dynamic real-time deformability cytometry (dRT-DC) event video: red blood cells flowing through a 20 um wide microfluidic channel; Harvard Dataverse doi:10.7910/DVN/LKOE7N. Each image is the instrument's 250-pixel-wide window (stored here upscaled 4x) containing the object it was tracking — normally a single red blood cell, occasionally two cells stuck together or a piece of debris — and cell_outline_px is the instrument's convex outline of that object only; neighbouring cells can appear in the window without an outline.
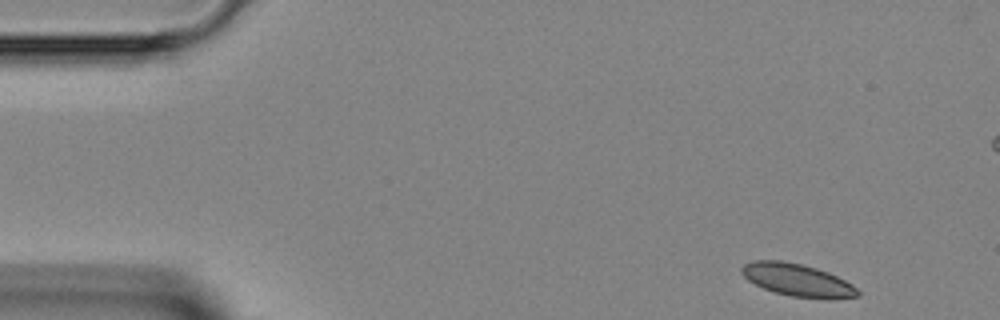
{"species": "Egyptian fruit bat (a non-hibernating species)", "species_latin": "Rousettus aegyptiacus", "temperature_condition": "room temperature", "stored_images_in_passage": 43, "camera_frame_rate_fps": 3000, "um_per_image_px": 0.085, "animal": {"sex": "female"}, "frame": {"image": 1, "passage_image": 1, "time_ms": 0.0, "image_size_px": [1000, 320], "cell_outline_px": [[860, 296], [792, 296], [776, 292], [764, 288], [748, 280], [740, 272], [740, 268], [744, 264], [752, 260], [780, 260], [800, 264], [816, 268], [828, 272], [852, 284], [860, 292]], "centroid_in_image_um": [67.68, 23.74], "position_along_channel_um": 17.3, "area_um2": 21.04}}
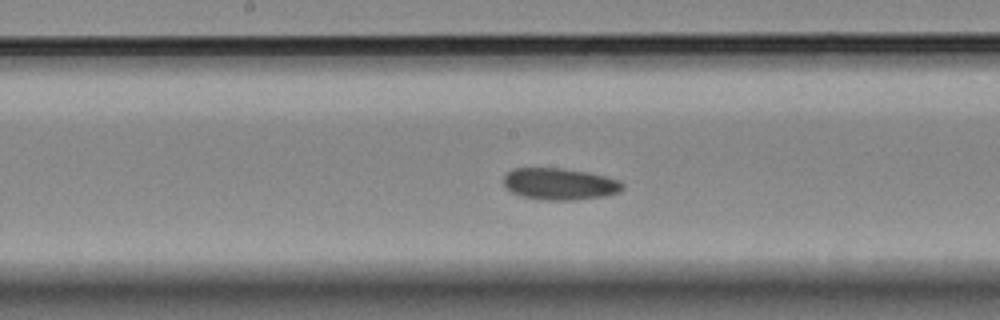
{"frame": {"image": 2, "passage_image": 20, "time_ms": 6.333, "image_size_px": [1000, 320], "cell_outline_px": [[624, 188], [620, 192], [604, 196], [576, 200], [544, 200], [520, 196], [512, 192], [504, 184], [504, 176], [512, 168], [560, 168], [584, 172], [604, 176], [620, 180], [624, 184]], "centroid_in_image_um": [47.58, 15.64], "position_along_channel_um": 200.6, "area_um2": 21.96}}
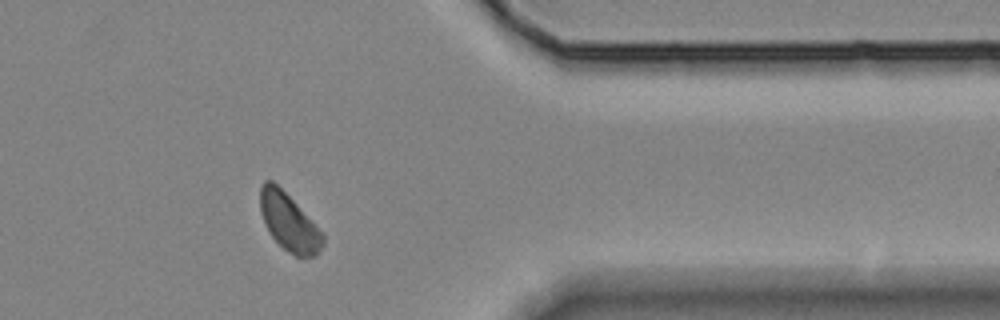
{"frame": {"image": 3, "passage_image": 34, "time_ms": 11.0, "image_size_px": [1000, 320], "cell_outline_px": [[324, 244], [316, 256], [296, 256], [288, 252], [268, 232], [264, 224], [260, 212], [260, 184], [264, 180], [272, 180], [324, 232]], "centroid_in_image_um": [24.56, 18.89], "position_along_channel_um": 386.8, "area_um2": 20.92}}